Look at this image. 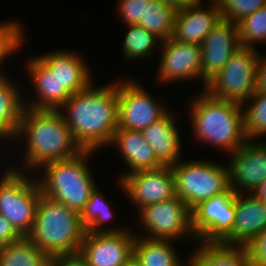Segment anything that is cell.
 I'll return each mask as SVG.
<instances>
[{
  "instance_id": "6da1fadb",
  "label": "cell",
  "mask_w": 266,
  "mask_h": 266,
  "mask_svg": "<svg viewBox=\"0 0 266 266\" xmlns=\"http://www.w3.org/2000/svg\"><path fill=\"white\" fill-rule=\"evenodd\" d=\"M72 94L59 110L83 150L97 151L110 145L118 128V80Z\"/></svg>"
},
{
  "instance_id": "7a4b0ae2",
  "label": "cell",
  "mask_w": 266,
  "mask_h": 266,
  "mask_svg": "<svg viewBox=\"0 0 266 266\" xmlns=\"http://www.w3.org/2000/svg\"><path fill=\"white\" fill-rule=\"evenodd\" d=\"M21 138L25 141V155L21 156L24 159L21 165L24 166L20 169L15 164L12 169L27 171L26 173L33 170L31 174L34 175L48 163L67 160L84 151L76 142L60 111L25 107L14 141L20 144L18 141L22 140Z\"/></svg>"
},
{
  "instance_id": "3957f363",
  "label": "cell",
  "mask_w": 266,
  "mask_h": 266,
  "mask_svg": "<svg viewBox=\"0 0 266 266\" xmlns=\"http://www.w3.org/2000/svg\"><path fill=\"white\" fill-rule=\"evenodd\" d=\"M189 104L194 141L231 154L248 139L244 130V110L239 103L217 99L205 90ZM191 114V115H190Z\"/></svg>"
},
{
  "instance_id": "277c9868",
  "label": "cell",
  "mask_w": 266,
  "mask_h": 266,
  "mask_svg": "<svg viewBox=\"0 0 266 266\" xmlns=\"http://www.w3.org/2000/svg\"><path fill=\"white\" fill-rule=\"evenodd\" d=\"M85 228L81 217L63 203L41 195L27 237L49 258L78 254Z\"/></svg>"
},
{
  "instance_id": "5b68a950",
  "label": "cell",
  "mask_w": 266,
  "mask_h": 266,
  "mask_svg": "<svg viewBox=\"0 0 266 266\" xmlns=\"http://www.w3.org/2000/svg\"><path fill=\"white\" fill-rule=\"evenodd\" d=\"M94 153L96 151L84 150L73 158L44 165L38 171L40 173L35 175L38 176L36 178L42 194L81 214L91 191L97 185L88 167V159Z\"/></svg>"
},
{
  "instance_id": "8992f818",
  "label": "cell",
  "mask_w": 266,
  "mask_h": 266,
  "mask_svg": "<svg viewBox=\"0 0 266 266\" xmlns=\"http://www.w3.org/2000/svg\"><path fill=\"white\" fill-rule=\"evenodd\" d=\"M4 168L0 176V214L21 236H27L42 195L40 185L36 176L32 177L29 172L26 174L8 165Z\"/></svg>"
},
{
  "instance_id": "52a82bcc",
  "label": "cell",
  "mask_w": 266,
  "mask_h": 266,
  "mask_svg": "<svg viewBox=\"0 0 266 266\" xmlns=\"http://www.w3.org/2000/svg\"><path fill=\"white\" fill-rule=\"evenodd\" d=\"M175 178V194L192 211L201 202L226 191L229 185L225 164L206 160H179L171 166Z\"/></svg>"
},
{
  "instance_id": "ba28073f",
  "label": "cell",
  "mask_w": 266,
  "mask_h": 266,
  "mask_svg": "<svg viewBox=\"0 0 266 266\" xmlns=\"http://www.w3.org/2000/svg\"><path fill=\"white\" fill-rule=\"evenodd\" d=\"M262 53L240 47L227 64L206 84L212 97L243 105L256 91V70Z\"/></svg>"
},
{
  "instance_id": "9c48e42d",
  "label": "cell",
  "mask_w": 266,
  "mask_h": 266,
  "mask_svg": "<svg viewBox=\"0 0 266 266\" xmlns=\"http://www.w3.org/2000/svg\"><path fill=\"white\" fill-rule=\"evenodd\" d=\"M138 214L139 225L147 232L141 237L176 242V239L186 236L189 239L191 236L197 243L192 230V212L177 195L164 202L145 206Z\"/></svg>"
},
{
  "instance_id": "30bf717a",
  "label": "cell",
  "mask_w": 266,
  "mask_h": 266,
  "mask_svg": "<svg viewBox=\"0 0 266 266\" xmlns=\"http://www.w3.org/2000/svg\"><path fill=\"white\" fill-rule=\"evenodd\" d=\"M235 195L230 186L191 211L192 230L197 242L222 243L232 233L236 216Z\"/></svg>"
},
{
  "instance_id": "8fae6325",
  "label": "cell",
  "mask_w": 266,
  "mask_h": 266,
  "mask_svg": "<svg viewBox=\"0 0 266 266\" xmlns=\"http://www.w3.org/2000/svg\"><path fill=\"white\" fill-rule=\"evenodd\" d=\"M118 82V128L142 131L170 110L151 97L143 85L133 78ZM133 79V80H132Z\"/></svg>"
},
{
  "instance_id": "7c38bea8",
  "label": "cell",
  "mask_w": 266,
  "mask_h": 266,
  "mask_svg": "<svg viewBox=\"0 0 266 266\" xmlns=\"http://www.w3.org/2000/svg\"><path fill=\"white\" fill-rule=\"evenodd\" d=\"M117 187L127 194L139 212L145 206L164 202L176 196L175 178L171 166L139 170L117 179Z\"/></svg>"
},
{
  "instance_id": "4fadbf2b",
  "label": "cell",
  "mask_w": 266,
  "mask_h": 266,
  "mask_svg": "<svg viewBox=\"0 0 266 266\" xmlns=\"http://www.w3.org/2000/svg\"><path fill=\"white\" fill-rule=\"evenodd\" d=\"M158 50L162 55L156 74L157 83L195 82L196 79L202 83L200 45L181 43L171 37L161 41Z\"/></svg>"
},
{
  "instance_id": "5bb4252c",
  "label": "cell",
  "mask_w": 266,
  "mask_h": 266,
  "mask_svg": "<svg viewBox=\"0 0 266 266\" xmlns=\"http://www.w3.org/2000/svg\"><path fill=\"white\" fill-rule=\"evenodd\" d=\"M229 155V185L235 193H252L266 179V141L247 140Z\"/></svg>"
},
{
  "instance_id": "9a60e30c",
  "label": "cell",
  "mask_w": 266,
  "mask_h": 266,
  "mask_svg": "<svg viewBox=\"0 0 266 266\" xmlns=\"http://www.w3.org/2000/svg\"><path fill=\"white\" fill-rule=\"evenodd\" d=\"M135 233L85 232L78 254L88 266H123L133 255Z\"/></svg>"
},
{
  "instance_id": "2e32d148",
  "label": "cell",
  "mask_w": 266,
  "mask_h": 266,
  "mask_svg": "<svg viewBox=\"0 0 266 266\" xmlns=\"http://www.w3.org/2000/svg\"><path fill=\"white\" fill-rule=\"evenodd\" d=\"M201 47L202 88L227 64L240 48L237 24L220 19L206 35Z\"/></svg>"
},
{
  "instance_id": "e0dca14e",
  "label": "cell",
  "mask_w": 266,
  "mask_h": 266,
  "mask_svg": "<svg viewBox=\"0 0 266 266\" xmlns=\"http://www.w3.org/2000/svg\"><path fill=\"white\" fill-rule=\"evenodd\" d=\"M196 0L175 14L172 38L181 43L200 45L211 29L220 21L221 14L217 0Z\"/></svg>"
},
{
  "instance_id": "ac0fdd59",
  "label": "cell",
  "mask_w": 266,
  "mask_h": 266,
  "mask_svg": "<svg viewBox=\"0 0 266 266\" xmlns=\"http://www.w3.org/2000/svg\"><path fill=\"white\" fill-rule=\"evenodd\" d=\"M26 72L30 75L35 98L31 97V100L24 101L25 107L34 110L59 111L71 97V94L62 88L52 71L36 55L29 58L26 63Z\"/></svg>"
},
{
  "instance_id": "d6986e66",
  "label": "cell",
  "mask_w": 266,
  "mask_h": 266,
  "mask_svg": "<svg viewBox=\"0 0 266 266\" xmlns=\"http://www.w3.org/2000/svg\"><path fill=\"white\" fill-rule=\"evenodd\" d=\"M79 55L76 50L62 49L36 56L52 71L62 88L72 95L86 89L94 82L89 64L87 65L86 59Z\"/></svg>"
},
{
  "instance_id": "ffe728a7",
  "label": "cell",
  "mask_w": 266,
  "mask_h": 266,
  "mask_svg": "<svg viewBox=\"0 0 266 266\" xmlns=\"http://www.w3.org/2000/svg\"><path fill=\"white\" fill-rule=\"evenodd\" d=\"M235 207L232 233L222 243L244 246L266 228V202L252 193H236Z\"/></svg>"
},
{
  "instance_id": "44dd1931",
  "label": "cell",
  "mask_w": 266,
  "mask_h": 266,
  "mask_svg": "<svg viewBox=\"0 0 266 266\" xmlns=\"http://www.w3.org/2000/svg\"><path fill=\"white\" fill-rule=\"evenodd\" d=\"M178 115L170 110L164 117L141 131L164 166H172L182 159L181 135L176 124Z\"/></svg>"
},
{
  "instance_id": "7402d4cb",
  "label": "cell",
  "mask_w": 266,
  "mask_h": 266,
  "mask_svg": "<svg viewBox=\"0 0 266 266\" xmlns=\"http://www.w3.org/2000/svg\"><path fill=\"white\" fill-rule=\"evenodd\" d=\"M109 146L120 150L122 159L129 168L128 171L120 175H127L139 170L158 169L164 166L157 159L153 148L144 139L141 131L117 128Z\"/></svg>"
},
{
  "instance_id": "603a6c76",
  "label": "cell",
  "mask_w": 266,
  "mask_h": 266,
  "mask_svg": "<svg viewBox=\"0 0 266 266\" xmlns=\"http://www.w3.org/2000/svg\"><path fill=\"white\" fill-rule=\"evenodd\" d=\"M10 76L0 78V141L12 143L18 132L20 119L25 108L24 97L17 82ZM20 90V91H19ZM23 98V99H22Z\"/></svg>"
},
{
  "instance_id": "cb8c5ba5",
  "label": "cell",
  "mask_w": 266,
  "mask_h": 266,
  "mask_svg": "<svg viewBox=\"0 0 266 266\" xmlns=\"http://www.w3.org/2000/svg\"><path fill=\"white\" fill-rule=\"evenodd\" d=\"M199 246L187 257V266H248L242 245L198 242Z\"/></svg>"
},
{
  "instance_id": "d4e9b609",
  "label": "cell",
  "mask_w": 266,
  "mask_h": 266,
  "mask_svg": "<svg viewBox=\"0 0 266 266\" xmlns=\"http://www.w3.org/2000/svg\"><path fill=\"white\" fill-rule=\"evenodd\" d=\"M139 234L135 233L133 255L141 266H187V261L184 263L174 248L176 242L145 238Z\"/></svg>"
},
{
  "instance_id": "484cf974",
  "label": "cell",
  "mask_w": 266,
  "mask_h": 266,
  "mask_svg": "<svg viewBox=\"0 0 266 266\" xmlns=\"http://www.w3.org/2000/svg\"><path fill=\"white\" fill-rule=\"evenodd\" d=\"M114 210L106 200L98 186H96L90 193V198L86 202L82 210L81 224L85 228V232L89 233H107V232H124L127 229L119 228L118 226H110L113 223ZM108 224V225H107ZM106 226V227H105Z\"/></svg>"
},
{
  "instance_id": "4316f807",
  "label": "cell",
  "mask_w": 266,
  "mask_h": 266,
  "mask_svg": "<svg viewBox=\"0 0 266 266\" xmlns=\"http://www.w3.org/2000/svg\"><path fill=\"white\" fill-rule=\"evenodd\" d=\"M49 260L27 236L0 246V266H49Z\"/></svg>"
},
{
  "instance_id": "83f0119b",
  "label": "cell",
  "mask_w": 266,
  "mask_h": 266,
  "mask_svg": "<svg viewBox=\"0 0 266 266\" xmlns=\"http://www.w3.org/2000/svg\"><path fill=\"white\" fill-rule=\"evenodd\" d=\"M127 26L128 30L121 46L125 60H146L145 58L153 56L160 48L161 40L138 24Z\"/></svg>"
},
{
  "instance_id": "f1b7e54d",
  "label": "cell",
  "mask_w": 266,
  "mask_h": 266,
  "mask_svg": "<svg viewBox=\"0 0 266 266\" xmlns=\"http://www.w3.org/2000/svg\"><path fill=\"white\" fill-rule=\"evenodd\" d=\"M176 11L160 0H153L144 15V20L139 22L150 33L154 34L161 41L170 39L173 35Z\"/></svg>"
},
{
  "instance_id": "f546056e",
  "label": "cell",
  "mask_w": 266,
  "mask_h": 266,
  "mask_svg": "<svg viewBox=\"0 0 266 266\" xmlns=\"http://www.w3.org/2000/svg\"><path fill=\"white\" fill-rule=\"evenodd\" d=\"M242 106L247 139L259 140L263 136L266 137V92L255 91Z\"/></svg>"
},
{
  "instance_id": "4dcf8cb0",
  "label": "cell",
  "mask_w": 266,
  "mask_h": 266,
  "mask_svg": "<svg viewBox=\"0 0 266 266\" xmlns=\"http://www.w3.org/2000/svg\"><path fill=\"white\" fill-rule=\"evenodd\" d=\"M236 24L240 46L256 49L259 43L266 45V5Z\"/></svg>"
},
{
  "instance_id": "1f68e13d",
  "label": "cell",
  "mask_w": 266,
  "mask_h": 266,
  "mask_svg": "<svg viewBox=\"0 0 266 266\" xmlns=\"http://www.w3.org/2000/svg\"><path fill=\"white\" fill-rule=\"evenodd\" d=\"M23 25L17 20L8 19L0 22V78L8 74L1 67L8 56L14 55L22 47L25 41ZM14 52V53H13ZM7 57V58H6Z\"/></svg>"
},
{
  "instance_id": "d6a6232c",
  "label": "cell",
  "mask_w": 266,
  "mask_h": 266,
  "mask_svg": "<svg viewBox=\"0 0 266 266\" xmlns=\"http://www.w3.org/2000/svg\"><path fill=\"white\" fill-rule=\"evenodd\" d=\"M221 19L238 23L266 5V0H217Z\"/></svg>"
},
{
  "instance_id": "836d02e7",
  "label": "cell",
  "mask_w": 266,
  "mask_h": 266,
  "mask_svg": "<svg viewBox=\"0 0 266 266\" xmlns=\"http://www.w3.org/2000/svg\"><path fill=\"white\" fill-rule=\"evenodd\" d=\"M153 0H119L117 13L125 25H137L144 20L147 5Z\"/></svg>"
},
{
  "instance_id": "e575fe53",
  "label": "cell",
  "mask_w": 266,
  "mask_h": 266,
  "mask_svg": "<svg viewBox=\"0 0 266 266\" xmlns=\"http://www.w3.org/2000/svg\"><path fill=\"white\" fill-rule=\"evenodd\" d=\"M248 266H266V228L244 245Z\"/></svg>"
},
{
  "instance_id": "d590c367",
  "label": "cell",
  "mask_w": 266,
  "mask_h": 266,
  "mask_svg": "<svg viewBox=\"0 0 266 266\" xmlns=\"http://www.w3.org/2000/svg\"><path fill=\"white\" fill-rule=\"evenodd\" d=\"M22 236L11 223L0 214V246L19 240Z\"/></svg>"
},
{
  "instance_id": "8d00e7d4",
  "label": "cell",
  "mask_w": 266,
  "mask_h": 266,
  "mask_svg": "<svg viewBox=\"0 0 266 266\" xmlns=\"http://www.w3.org/2000/svg\"><path fill=\"white\" fill-rule=\"evenodd\" d=\"M49 266H88L79 254L51 257Z\"/></svg>"
},
{
  "instance_id": "74e56055",
  "label": "cell",
  "mask_w": 266,
  "mask_h": 266,
  "mask_svg": "<svg viewBox=\"0 0 266 266\" xmlns=\"http://www.w3.org/2000/svg\"><path fill=\"white\" fill-rule=\"evenodd\" d=\"M260 55L256 70V92H266V55Z\"/></svg>"
},
{
  "instance_id": "f35d334b",
  "label": "cell",
  "mask_w": 266,
  "mask_h": 266,
  "mask_svg": "<svg viewBox=\"0 0 266 266\" xmlns=\"http://www.w3.org/2000/svg\"><path fill=\"white\" fill-rule=\"evenodd\" d=\"M161 2L169 5L171 8H173L176 12L183 10L184 8L191 5L196 0H160Z\"/></svg>"
},
{
  "instance_id": "ab89813d",
  "label": "cell",
  "mask_w": 266,
  "mask_h": 266,
  "mask_svg": "<svg viewBox=\"0 0 266 266\" xmlns=\"http://www.w3.org/2000/svg\"><path fill=\"white\" fill-rule=\"evenodd\" d=\"M257 198L266 202V179L252 192Z\"/></svg>"
},
{
  "instance_id": "60d3db41",
  "label": "cell",
  "mask_w": 266,
  "mask_h": 266,
  "mask_svg": "<svg viewBox=\"0 0 266 266\" xmlns=\"http://www.w3.org/2000/svg\"><path fill=\"white\" fill-rule=\"evenodd\" d=\"M123 266H141L137 258L132 255Z\"/></svg>"
}]
</instances>
